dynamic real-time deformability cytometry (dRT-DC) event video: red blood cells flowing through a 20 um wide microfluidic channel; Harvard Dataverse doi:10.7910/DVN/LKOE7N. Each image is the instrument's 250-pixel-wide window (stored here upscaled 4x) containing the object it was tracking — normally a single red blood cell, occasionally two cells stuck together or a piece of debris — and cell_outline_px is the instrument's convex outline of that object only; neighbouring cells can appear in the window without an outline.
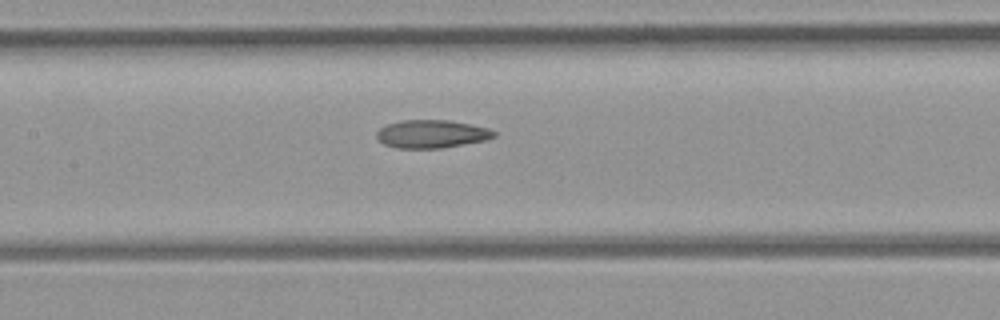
{"species": "common noctule bat (a hibernating species)", "species_latin": "Nyctalus noctula", "temperature_condition": "room temperature", "stored_images_in_passage": 8, "camera_frame_rate_fps": 3000, "um_per_image_px": 0.085, "animal": {"sex": "female", "body_mass_g": 21.9}, "frame": {"image": 1, "passage_image": 8, "time_ms": 9.0, "image_size_px": [1000, 320], "cell_outline_px": [[496, 136], [484, 140], [444, 148], [396, 148], [384, 144], [376, 136], [376, 132], [380, 128], [388, 124], [404, 120], [448, 120], [488, 128], [496, 132]], "centroid_in_image_um": [36.68, 11.39], "position_along_channel_um": 170.7, "area_um2": 19.02}}